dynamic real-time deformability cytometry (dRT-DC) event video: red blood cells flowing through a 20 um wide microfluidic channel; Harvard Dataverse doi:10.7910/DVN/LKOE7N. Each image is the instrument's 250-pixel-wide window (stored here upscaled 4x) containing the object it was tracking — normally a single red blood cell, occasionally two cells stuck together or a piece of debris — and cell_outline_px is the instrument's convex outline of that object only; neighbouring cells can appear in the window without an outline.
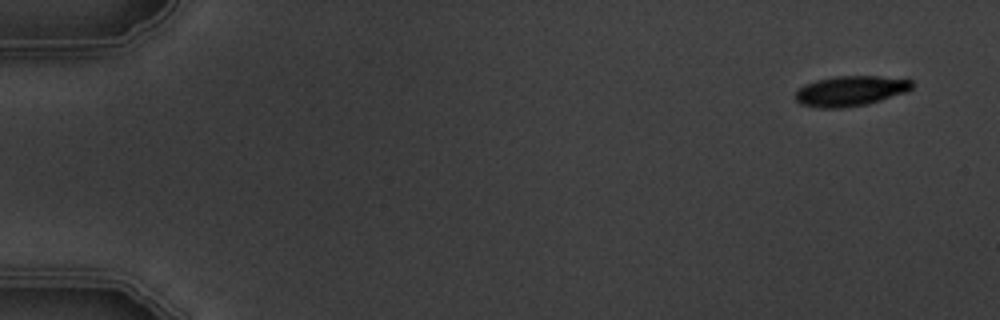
{"species": "common noctule bat (a hibernating species)", "species_latin": "Nyctalus noctula", "temperature_condition": "warm", "stored_images_in_passage": 5, "segment_of_instrument_passage": [2, 2], "camera_frame_rate_fps": 3000, "um_per_image_px": 0.085, "animal": {"sex": "male", "body_mass_g": 19.5, "forearm_length_mm": 54.6}, "frame": {"image": 1, "passage_image": 5, "time_ms": 5.667, "image_size_px": [1000, 320], "cell_outline_px": [[916, 84], [912, 88], [904, 92], [868, 104], [840, 108], [820, 108], [800, 104], [796, 100], [796, 92], [804, 84], [816, 80], [836, 76], [908, 76]], "centroid_in_image_um": [72.37, 7.7], "position_along_channel_um": 12.6, "area_um2": 20.87}}